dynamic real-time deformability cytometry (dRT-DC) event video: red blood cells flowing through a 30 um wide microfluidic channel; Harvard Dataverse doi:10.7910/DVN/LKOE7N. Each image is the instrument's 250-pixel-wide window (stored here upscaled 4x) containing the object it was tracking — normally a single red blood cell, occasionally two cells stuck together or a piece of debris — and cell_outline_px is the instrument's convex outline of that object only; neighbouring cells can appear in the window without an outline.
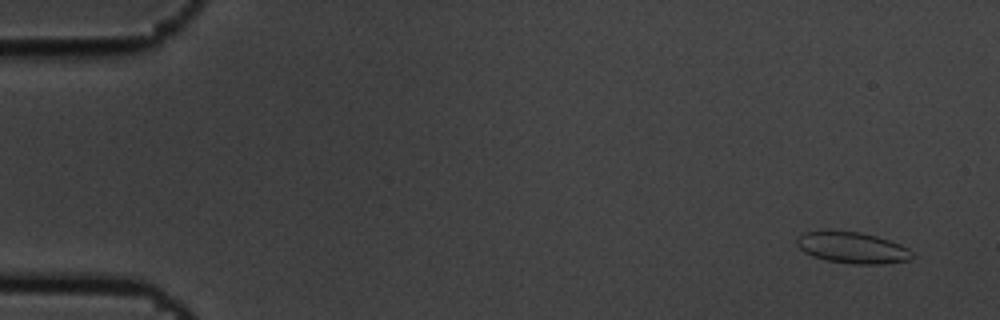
{"species": "common noctule bat (a hibernating species)", "species_latin": "Nyctalus noctula", "temperature_condition": "cold", "stored_images_in_passage": 5, "camera_frame_rate_fps": 3000, "um_per_image_px": 0.085, "animal": {"sex": "male", "body_mass_g": 19.5, "forearm_length_mm": 54.6}, "frame": {"image": 1, "passage_image": 2, "time_ms": 0.333, "image_size_px": [1000, 320], "cell_outline_px": [[916, 256], [908, 260], [880, 264], [852, 264], [828, 260], [812, 256], [804, 252], [796, 244], [796, 240], [804, 232], [860, 232], [876, 236], [900, 244], [908, 248]], "centroid_in_image_um": [72.49, 21.07], "position_along_channel_um": 12.5, "area_um2": 20.63}}